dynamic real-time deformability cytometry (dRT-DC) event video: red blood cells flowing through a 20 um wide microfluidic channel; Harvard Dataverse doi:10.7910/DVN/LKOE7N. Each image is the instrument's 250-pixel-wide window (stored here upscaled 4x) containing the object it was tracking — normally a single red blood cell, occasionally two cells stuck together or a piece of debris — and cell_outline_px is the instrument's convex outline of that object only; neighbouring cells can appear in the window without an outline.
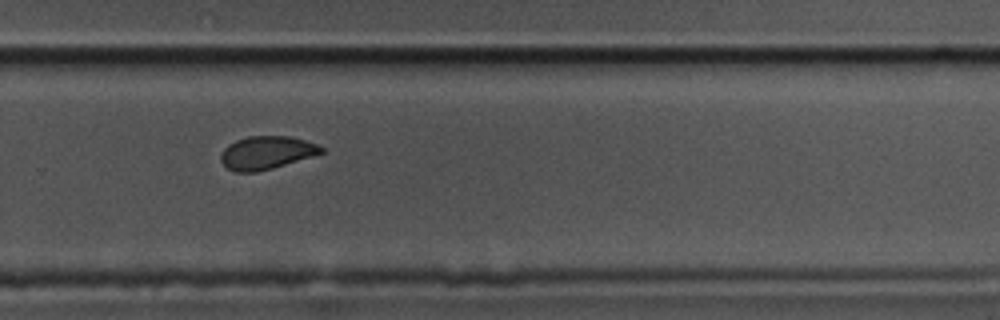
{"species": "common noctule bat (a hibernating species)", "species_latin": "Nyctalus noctula", "temperature_condition": "cold", "stored_images_in_passage": 15, "camera_frame_rate_fps": 3000, "um_per_image_px": 0.085, "animal": {"sex": "male", "body_mass_g": 17.5, "forearm_length_mm": 52.3}, "frame": {"image": 1, "passage_image": 11, "time_ms": 3.333, "image_size_px": [1000, 320], "cell_outline_px": [[324, 152], [312, 156], [272, 168], [256, 172], [236, 172], [228, 168], [220, 160], [220, 156], [224, 148], [228, 144], [236, 140], [248, 136], [292, 136], [316, 144], [324, 148]], "centroid_in_image_um": [22.64, 12.97], "position_along_channel_um": 307.2, "area_um2": 19.25}}
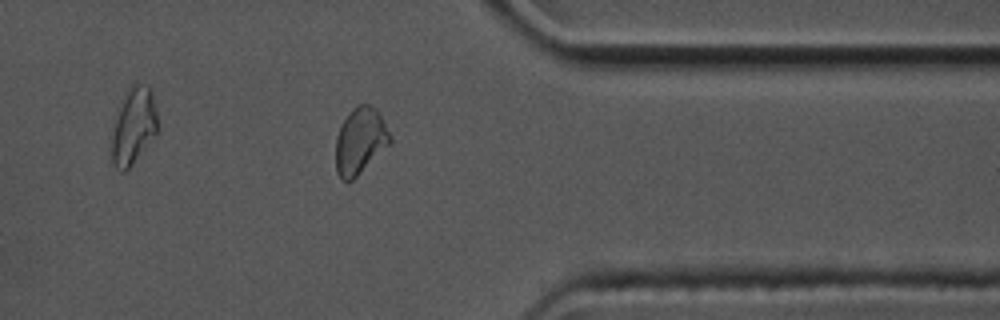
{"frame": {"image": 2, "passage_image": 13, "time_ms": 4.0, "image_size_px": [1000, 320], "cell_outline_px": [[392, 140], [348, 184], [340, 180], [336, 172], [336, 136], [344, 120], [356, 104], [368, 104], [376, 108], [392, 136]], "centroid_in_image_um": [30.58, 11.98], "position_along_channel_um": 380.8, "area_um2": 20.75}}